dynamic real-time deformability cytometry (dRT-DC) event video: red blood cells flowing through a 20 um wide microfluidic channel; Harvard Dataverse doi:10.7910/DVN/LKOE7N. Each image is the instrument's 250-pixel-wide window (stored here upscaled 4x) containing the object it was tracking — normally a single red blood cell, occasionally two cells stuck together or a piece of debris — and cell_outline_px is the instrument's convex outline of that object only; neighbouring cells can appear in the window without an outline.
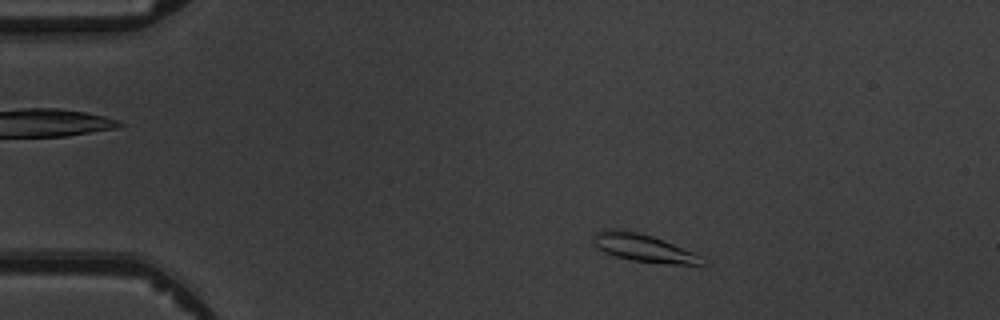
{"species": "common noctule bat (a hibernating species)", "species_latin": "Nyctalus noctula", "temperature_condition": "warm", "stored_images_in_passage": 4, "camera_frame_rate_fps": 3000, "um_per_image_px": 0.085, "animal": {"sex": "male", "body_mass_g": 19.5, "forearm_length_mm": 54.6}, "frame": {"image": 1, "passage_image": 1, "time_ms": 0.0, "image_size_px": [1000, 320], "cell_outline_px": [[708, 260], [704, 264], [668, 264], [632, 260], [616, 256], [604, 252], [596, 244], [592, 236], [596, 232], [604, 228], [616, 228], [636, 232], [652, 236], [664, 240], [704, 256]], "centroid_in_image_um": [54.75, 21.07], "position_along_channel_um": 30.2, "area_um2": 17.63}}